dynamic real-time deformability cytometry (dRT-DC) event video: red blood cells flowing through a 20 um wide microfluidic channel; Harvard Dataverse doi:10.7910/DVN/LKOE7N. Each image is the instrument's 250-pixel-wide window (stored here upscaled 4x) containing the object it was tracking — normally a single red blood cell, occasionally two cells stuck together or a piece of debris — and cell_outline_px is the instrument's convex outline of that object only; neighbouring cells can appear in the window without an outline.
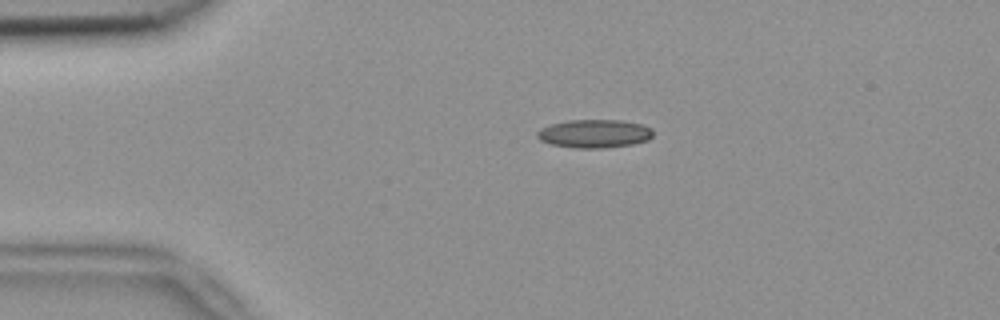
{"species": "common noctule bat (a hibernating species)", "species_latin": "Nyctalus noctula", "temperature_condition": "room temperature", "stored_images_in_passage": 42, "camera_frame_rate_fps": 3000, "um_per_image_px": 0.085, "animal": {"sex": "female", "body_mass_g": 18.4}, "frame": {"image": 1, "passage_image": 1, "time_ms": 0.0, "image_size_px": [1000, 320], "cell_outline_px": [[652, 136], [648, 140], [632, 144], [604, 148], [572, 148], [552, 144], [540, 140], [536, 136], [536, 132], [540, 128], [548, 124], [568, 120], [620, 120], [644, 124], [652, 128]], "centroid_in_image_um": [50.5, 11.35], "position_along_channel_um": 34.5, "area_um2": 19.36}}
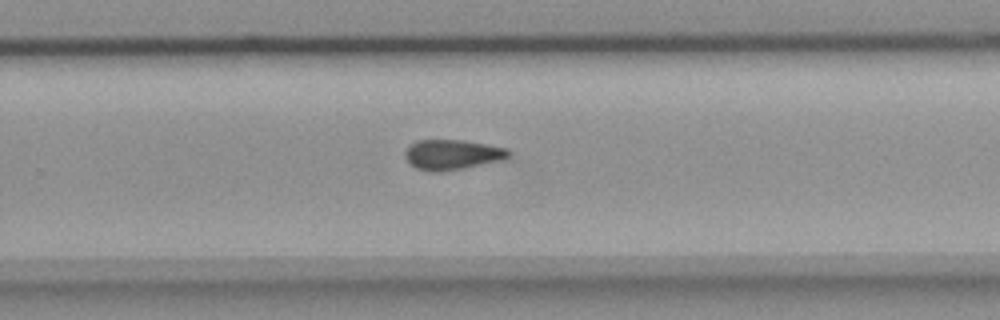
{"frame": {"image": 2, "passage_image": 24, "time_ms": 7.667, "image_size_px": [1000, 320], "cell_outline_px": [[512, 152], [504, 160], [464, 168], [440, 172], [428, 172], [416, 168], [404, 156], [404, 152], [416, 140], [460, 140], [488, 144], [508, 148]], "centroid_in_image_um": [38.48, 13.15], "position_along_channel_um": 291.3, "area_um2": 18.26}}
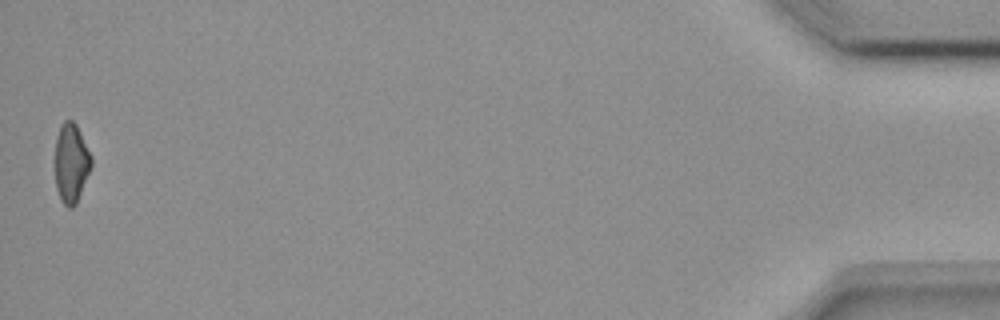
{"frame": {"image": 3, "passage_image": 42, "time_ms": 13.667, "image_size_px": [1000, 320], "cell_outline_px": [[92, 164], [76, 204], [72, 208], [68, 208], [60, 200], [56, 188], [56, 136], [60, 124], [64, 120], [72, 120], [76, 124], [92, 156]], "centroid_in_image_um": [6.05, 13.85], "position_along_channel_um": 429.2, "area_um2": 16.7}, "authors_computed_cell_mechanics": {"area_um2": 18.0336, "velocity_mm_per_s": 3.8596, "shape_relaxation_time_tau1_ms": null, "shape_relaxation_time_tau2_ms": 4.72, "deformation_change_tau1": null, "deformation_change_tau2": 0.1259}}